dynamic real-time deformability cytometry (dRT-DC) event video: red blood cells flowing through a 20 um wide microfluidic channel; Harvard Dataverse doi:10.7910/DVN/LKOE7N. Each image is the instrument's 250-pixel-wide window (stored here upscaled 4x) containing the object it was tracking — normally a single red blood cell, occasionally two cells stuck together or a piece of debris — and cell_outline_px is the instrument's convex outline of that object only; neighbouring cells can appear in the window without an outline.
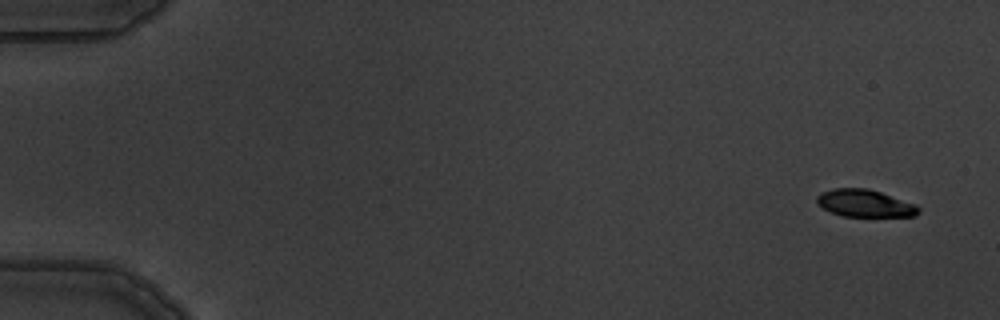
{"species": "common noctule bat (a hibernating species)", "species_latin": "Nyctalus noctula", "temperature_condition": "warm", "stored_images_in_passage": 5, "camera_frame_rate_fps": 3000, "um_per_image_px": 0.085, "animal": {"sex": "male", "body_mass_g": 19.5, "forearm_length_mm": 54.6}, "frame": {"image": 1, "passage_image": 1, "time_ms": 0.0, "image_size_px": [1000, 320], "cell_outline_px": [[920, 212], [916, 216], [844, 216], [832, 212], [816, 204], [816, 196], [820, 192], [832, 188], [868, 188], [916, 204], [920, 208]], "centroid_in_image_um": [73.5, 17.27], "position_along_channel_um": 11.5, "area_um2": 16.24}}